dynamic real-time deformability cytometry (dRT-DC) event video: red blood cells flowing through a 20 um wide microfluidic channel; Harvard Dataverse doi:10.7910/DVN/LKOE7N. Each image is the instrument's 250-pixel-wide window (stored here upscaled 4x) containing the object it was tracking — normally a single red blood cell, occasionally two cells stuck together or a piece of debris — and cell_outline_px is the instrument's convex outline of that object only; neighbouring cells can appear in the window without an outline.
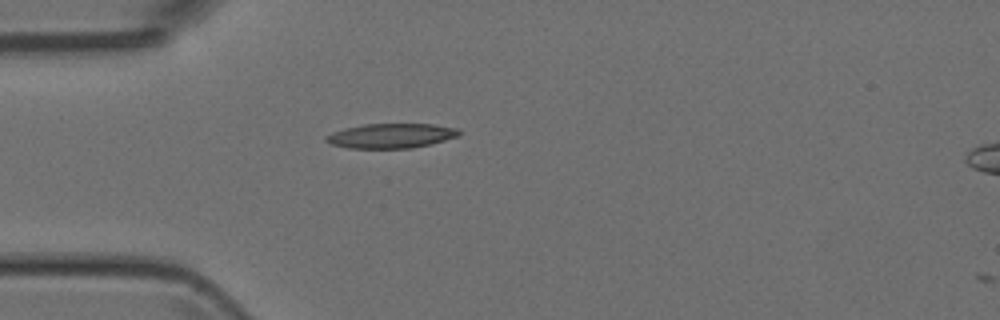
{"species": "Egyptian fruit bat (a non-hibernating species)", "species_latin": "Rousettus aegyptiacus", "temperature_condition": "room temperature", "stored_images_in_passage": 2, "camera_frame_rate_fps": 3000, "um_per_image_px": 0.085, "animal": {"sex": "female"}, "frame": {"image": 1, "passage_image": 2, "time_ms": 1.333, "image_size_px": [1000, 320], "cell_outline_px": [[460, 136], [432, 144], [412, 148], [348, 148], [332, 144], [324, 140], [324, 136], [332, 132], [364, 124], [432, 124], [460, 128]], "centroid_in_image_um": [33.29, 11.54], "position_along_channel_um": 51.7, "area_um2": 19.19}}